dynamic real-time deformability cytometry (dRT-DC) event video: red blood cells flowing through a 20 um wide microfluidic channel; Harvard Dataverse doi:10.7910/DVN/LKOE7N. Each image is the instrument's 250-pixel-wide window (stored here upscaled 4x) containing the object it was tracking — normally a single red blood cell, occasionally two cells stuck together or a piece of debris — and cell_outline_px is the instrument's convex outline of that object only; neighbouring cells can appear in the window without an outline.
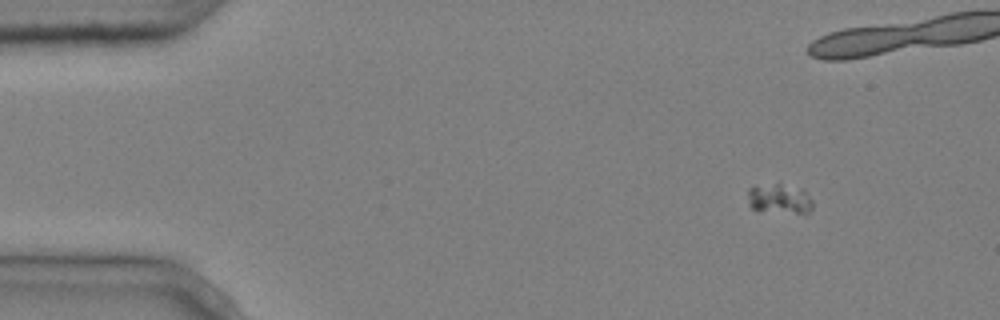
{"species": "common noctule bat (a hibernating species)", "species_latin": "Nyctalus noctula", "temperature_condition": "cold", "stored_images_in_passage": 13, "segment_of_instrument_passage": [1, 2], "camera_frame_rate_fps": 3000, "um_per_image_px": 0.085, "animal": {"sex": "male", "body_mass_g": 20.4}, "frame": {"image": 1, "passage_image": 1, "time_ms": 0.0, "image_size_px": [1000, 320], "cell_outline_px": [[812, 208], [808, 212], [796, 212], [752, 208], [748, 204], [748, 188], [780, 180], [804, 188], [812, 200]], "centroid_in_image_um": [66.28, 16.78], "position_along_channel_um": 18.7, "area_um2": 11.5}}